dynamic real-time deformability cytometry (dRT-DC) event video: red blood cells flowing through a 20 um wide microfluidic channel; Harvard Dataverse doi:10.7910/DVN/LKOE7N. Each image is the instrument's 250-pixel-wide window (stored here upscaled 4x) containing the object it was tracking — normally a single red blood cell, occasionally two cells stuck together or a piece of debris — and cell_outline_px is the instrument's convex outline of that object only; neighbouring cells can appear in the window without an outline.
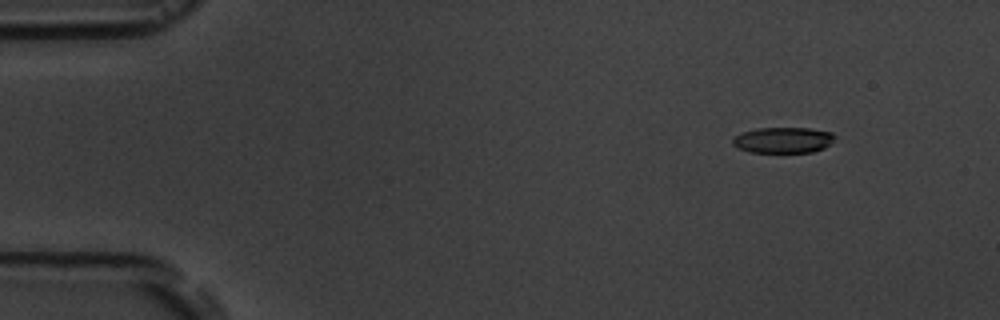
{"species": "common noctule bat (a hibernating species)", "species_latin": "Nyctalus noctula", "temperature_condition": "room temperature", "stored_images_in_passage": 5, "camera_frame_rate_fps": 3000, "um_per_image_px": 0.085, "animal": {"sex": "male", "body_mass_g": 19.5, "forearm_length_mm": 54.6}, "frame": {"image": 1, "passage_image": 2, "time_ms": 1.333, "image_size_px": [1000, 320], "cell_outline_px": [[836, 136], [824, 148], [812, 152], [748, 152], [736, 148], [732, 144], [732, 136], [756, 128], [808, 128], [832, 132]], "centroid_in_image_um": [66.51, 11.91], "position_along_channel_um": 18.5, "area_um2": 15.43}}
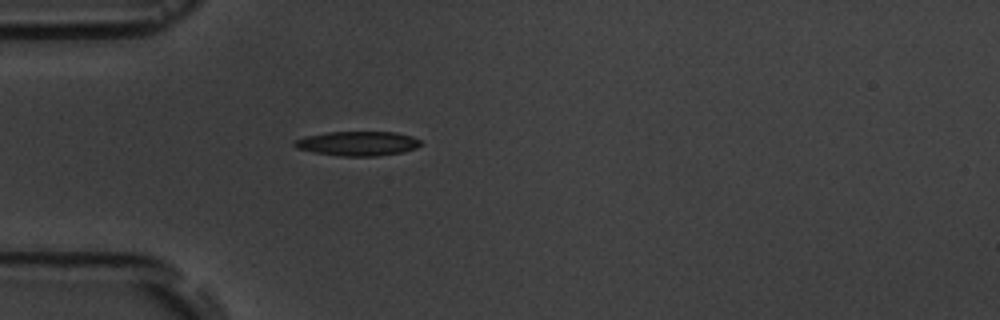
{"frame": {"image": 2, "passage_image": 5, "time_ms": 4.667, "image_size_px": [1000, 320], "cell_outline_px": [[424, 144], [416, 148], [404, 152], [376, 156], [340, 156], [312, 152], [296, 148], [292, 144], [296, 140], [304, 136], [328, 132], [396, 132], [412, 136], [420, 140]], "centroid_in_image_um": [30.42, 12.2], "position_along_channel_um": 54.6, "area_um2": 18.15}}